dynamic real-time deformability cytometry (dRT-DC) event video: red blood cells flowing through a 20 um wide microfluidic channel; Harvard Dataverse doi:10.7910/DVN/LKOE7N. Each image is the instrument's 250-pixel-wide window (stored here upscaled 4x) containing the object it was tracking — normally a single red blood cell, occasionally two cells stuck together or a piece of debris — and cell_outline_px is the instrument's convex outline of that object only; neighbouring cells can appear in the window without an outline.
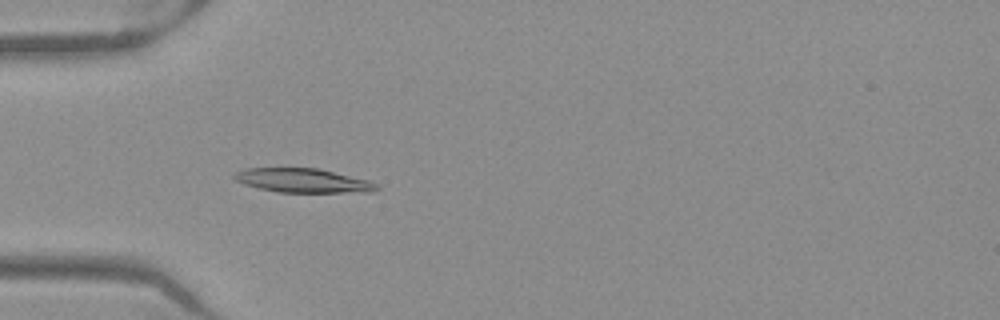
{"species": "Egyptian fruit bat (a non-hibernating species)", "species_latin": "Rousettus aegyptiacus", "temperature_condition": "warm", "stored_images_in_passage": 52, "camera_frame_rate_fps": 3000, "um_per_image_px": 0.085, "frame": {"image": 1, "passage_image": 17, "time_ms": 5.333, "image_size_px": [1000, 320], "cell_outline_px": [[380, 188], [372, 192], [276, 192], [244, 184], [236, 180], [232, 176], [236, 172], [244, 168], [320, 168], [368, 180], [376, 184]], "centroid_in_image_um": [25.76, 15.34], "position_along_channel_um": 59.2, "area_um2": 19.94}}
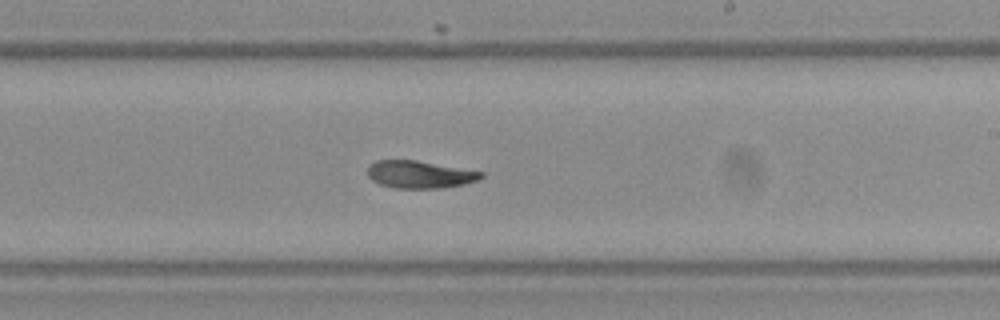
{"frame": {"image": 2, "passage_image": 32, "time_ms": 10.333, "image_size_px": [1000, 320], "cell_outline_px": [[484, 176], [480, 180], [464, 184], [444, 188], [396, 188], [380, 184], [372, 180], [368, 176], [368, 164], [376, 160], [416, 160], [484, 172]], "centroid_in_image_um": [35.69, 14.83], "position_along_channel_um": 253.3, "area_um2": 18.26}}
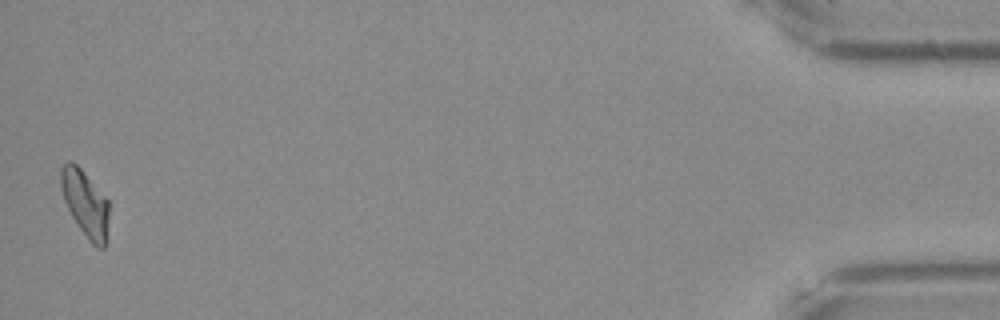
{"frame": {"image": 3, "passage_image": 52, "time_ms": 17.0, "image_size_px": [1000, 320], "cell_outline_px": [[108, 240], [104, 248], [96, 248], [88, 240], [72, 216], [64, 200], [60, 188], [60, 168], [68, 160], [72, 160], [80, 168], [108, 200]], "centroid_in_image_um": [7.25, 17.31], "position_along_channel_um": 428.0, "area_um2": 18.67}, "authors_computed_cell_mechanics": {"area_um2": 19.2763, "velocity_mm_per_s": 3.9602, "shape_relaxation_time_tau1_ms": 9.8429, "shape_relaxation_time_tau2_ms": 10.5088, "deformation_change_tau1": 0.2442, "deformation_change_tau2": 0.1678}}